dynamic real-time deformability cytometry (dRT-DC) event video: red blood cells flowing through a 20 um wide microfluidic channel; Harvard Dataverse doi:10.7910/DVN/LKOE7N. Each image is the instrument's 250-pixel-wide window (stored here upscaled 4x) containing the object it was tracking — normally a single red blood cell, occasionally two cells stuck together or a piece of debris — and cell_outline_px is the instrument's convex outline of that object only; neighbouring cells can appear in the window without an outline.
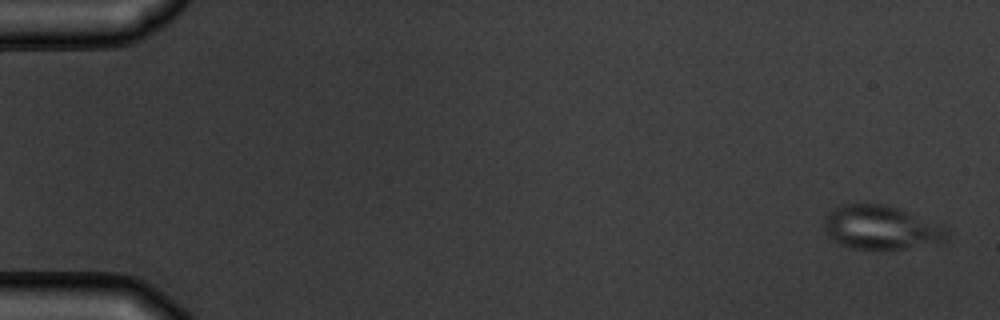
{"species": "common noctule bat (a hibernating species)", "species_latin": "Nyctalus noctula", "temperature_condition": "warm", "stored_images_in_passage": 5, "camera_frame_rate_fps": 3000, "um_per_image_px": 0.085, "animal": {"sex": "male", "body_mass_g": 19.5, "forearm_length_mm": 54.6}, "frame": {"image": 1, "passage_image": 1, "time_ms": 0.0, "image_size_px": [1000, 320], "cell_outline_px": [[948, 232], [944, 240], [940, 244], [888, 252], [852, 248], [840, 244], [832, 240], [828, 236], [824, 228], [824, 220], [828, 212], [832, 208], [840, 204], [884, 204], [900, 208], [944, 228]], "centroid_in_image_um": [74.85, 19.39], "position_along_channel_um": 10.2, "area_um2": 32.08}}